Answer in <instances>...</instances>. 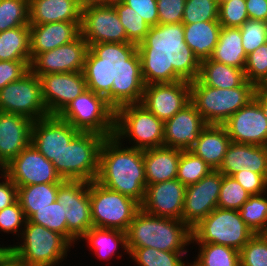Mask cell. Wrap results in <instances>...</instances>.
<instances>
[{"label":"cell","mask_w":267,"mask_h":266,"mask_svg":"<svg viewBox=\"0 0 267 266\" xmlns=\"http://www.w3.org/2000/svg\"><path fill=\"white\" fill-rule=\"evenodd\" d=\"M83 74L87 89L104 97L115 111L142 101L145 84L137 44H92L85 57Z\"/></svg>","instance_id":"6da1fadb"},{"label":"cell","mask_w":267,"mask_h":266,"mask_svg":"<svg viewBox=\"0 0 267 266\" xmlns=\"http://www.w3.org/2000/svg\"><path fill=\"white\" fill-rule=\"evenodd\" d=\"M137 51L145 85L191 82L199 76L200 62L185 42L183 23L150 27Z\"/></svg>","instance_id":"7a4b0ae2"},{"label":"cell","mask_w":267,"mask_h":266,"mask_svg":"<svg viewBox=\"0 0 267 266\" xmlns=\"http://www.w3.org/2000/svg\"><path fill=\"white\" fill-rule=\"evenodd\" d=\"M124 145L114 135L105 138L100 148L96 181L141 204L147 186L144 150Z\"/></svg>","instance_id":"3957f363"},{"label":"cell","mask_w":267,"mask_h":266,"mask_svg":"<svg viewBox=\"0 0 267 266\" xmlns=\"http://www.w3.org/2000/svg\"><path fill=\"white\" fill-rule=\"evenodd\" d=\"M126 240L127 247L189 252L192 229L182 220L153 216L140 209L126 231Z\"/></svg>","instance_id":"277c9868"},{"label":"cell","mask_w":267,"mask_h":266,"mask_svg":"<svg viewBox=\"0 0 267 266\" xmlns=\"http://www.w3.org/2000/svg\"><path fill=\"white\" fill-rule=\"evenodd\" d=\"M20 242L6 246L24 266H59L74 246L60 233L26 220Z\"/></svg>","instance_id":"5b68a950"},{"label":"cell","mask_w":267,"mask_h":266,"mask_svg":"<svg viewBox=\"0 0 267 266\" xmlns=\"http://www.w3.org/2000/svg\"><path fill=\"white\" fill-rule=\"evenodd\" d=\"M256 86L248 80L230 89L204 85L198 78L190 82V102L207 124L222 125L253 98Z\"/></svg>","instance_id":"8992f818"},{"label":"cell","mask_w":267,"mask_h":266,"mask_svg":"<svg viewBox=\"0 0 267 266\" xmlns=\"http://www.w3.org/2000/svg\"><path fill=\"white\" fill-rule=\"evenodd\" d=\"M114 136L136 149L163 147L164 122L141 103L126 104L115 111Z\"/></svg>","instance_id":"52a82bcc"},{"label":"cell","mask_w":267,"mask_h":266,"mask_svg":"<svg viewBox=\"0 0 267 266\" xmlns=\"http://www.w3.org/2000/svg\"><path fill=\"white\" fill-rule=\"evenodd\" d=\"M254 234L239 210L217 207L192 228L191 243L221 244L240 251Z\"/></svg>","instance_id":"ba28073f"},{"label":"cell","mask_w":267,"mask_h":266,"mask_svg":"<svg viewBox=\"0 0 267 266\" xmlns=\"http://www.w3.org/2000/svg\"><path fill=\"white\" fill-rule=\"evenodd\" d=\"M89 197L93 227L126 232L140 204L96 180L89 182Z\"/></svg>","instance_id":"9c48e42d"},{"label":"cell","mask_w":267,"mask_h":266,"mask_svg":"<svg viewBox=\"0 0 267 266\" xmlns=\"http://www.w3.org/2000/svg\"><path fill=\"white\" fill-rule=\"evenodd\" d=\"M58 116L81 132H94L105 137L113 136L115 132V110L104 97L88 89Z\"/></svg>","instance_id":"30bf717a"},{"label":"cell","mask_w":267,"mask_h":266,"mask_svg":"<svg viewBox=\"0 0 267 266\" xmlns=\"http://www.w3.org/2000/svg\"><path fill=\"white\" fill-rule=\"evenodd\" d=\"M105 136L94 132H79L61 153V178L66 181L96 180L99 153Z\"/></svg>","instance_id":"8fae6325"},{"label":"cell","mask_w":267,"mask_h":266,"mask_svg":"<svg viewBox=\"0 0 267 266\" xmlns=\"http://www.w3.org/2000/svg\"><path fill=\"white\" fill-rule=\"evenodd\" d=\"M0 111L22 115L32 121L50 116L42 99L39 77L29 70L0 89Z\"/></svg>","instance_id":"7c38bea8"},{"label":"cell","mask_w":267,"mask_h":266,"mask_svg":"<svg viewBox=\"0 0 267 266\" xmlns=\"http://www.w3.org/2000/svg\"><path fill=\"white\" fill-rule=\"evenodd\" d=\"M57 201L62 205L66 217L67 240L75 246L74 244L80 242L86 232L93 227L89 182L65 180L58 187Z\"/></svg>","instance_id":"4fadbf2b"},{"label":"cell","mask_w":267,"mask_h":266,"mask_svg":"<svg viewBox=\"0 0 267 266\" xmlns=\"http://www.w3.org/2000/svg\"><path fill=\"white\" fill-rule=\"evenodd\" d=\"M80 131L58 115L33 121L31 144L55 167L61 177V153Z\"/></svg>","instance_id":"5bb4252c"},{"label":"cell","mask_w":267,"mask_h":266,"mask_svg":"<svg viewBox=\"0 0 267 266\" xmlns=\"http://www.w3.org/2000/svg\"><path fill=\"white\" fill-rule=\"evenodd\" d=\"M80 35L89 47L98 43L127 42V34L113 4L83 8Z\"/></svg>","instance_id":"9a60e30c"},{"label":"cell","mask_w":267,"mask_h":266,"mask_svg":"<svg viewBox=\"0 0 267 266\" xmlns=\"http://www.w3.org/2000/svg\"><path fill=\"white\" fill-rule=\"evenodd\" d=\"M4 173L17 187L65 181L58 175L53 163L31 143L5 166Z\"/></svg>","instance_id":"2e32d148"},{"label":"cell","mask_w":267,"mask_h":266,"mask_svg":"<svg viewBox=\"0 0 267 266\" xmlns=\"http://www.w3.org/2000/svg\"><path fill=\"white\" fill-rule=\"evenodd\" d=\"M222 174L212 170L197 183L186 186L181 220L191 229L218 207Z\"/></svg>","instance_id":"e0dca14e"},{"label":"cell","mask_w":267,"mask_h":266,"mask_svg":"<svg viewBox=\"0 0 267 266\" xmlns=\"http://www.w3.org/2000/svg\"><path fill=\"white\" fill-rule=\"evenodd\" d=\"M88 49V43L79 35L70 43L37 54L31 60L30 70L38 77L52 73L81 72Z\"/></svg>","instance_id":"ac0fdd59"},{"label":"cell","mask_w":267,"mask_h":266,"mask_svg":"<svg viewBox=\"0 0 267 266\" xmlns=\"http://www.w3.org/2000/svg\"><path fill=\"white\" fill-rule=\"evenodd\" d=\"M189 103L190 82L186 80L145 85L141 101V104L163 122Z\"/></svg>","instance_id":"d6986e66"},{"label":"cell","mask_w":267,"mask_h":266,"mask_svg":"<svg viewBox=\"0 0 267 266\" xmlns=\"http://www.w3.org/2000/svg\"><path fill=\"white\" fill-rule=\"evenodd\" d=\"M42 99L49 115H59L77 96L87 90L83 71L44 74Z\"/></svg>","instance_id":"ffe728a7"},{"label":"cell","mask_w":267,"mask_h":266,"mask_svg":"<svg viewBox=\"0 0 267 266\" xmlns=\"http://www.w3.org/2000/svg\"><path fill=\"white\" fill-rule=\"evenodd\" d=\"M222 125L231 142L267 146V118L254 98Z\"/></svg>","instance_id":"44dd1931"},{"label":"cell","mask_w":267,"mask_h":266,"mask_svg":"<svg viewBox=\"0 0 267 266\" xmlns=\"http://www.w3.org/2000/svg\"><path fill=\"white\" fill-rule=\"evenodd\" d=\"M185 190L177 178L147 185L140 209L153 216L181 220Z\"/></svg>","instance_id":"7402d4cb"},{"label":"cell","mask_w":267,"mask_h":266,"mask_svg":"<svg viewBox=\"0 0 267 266\" xmlns=\"http://www.w3.org/2000/svg\"><path fill=\"white\" fill-rule=\"evenodd\" d=\"M208 124L190 102L172 118L164 122V146L190 150Z\"/></svg>","instance_id":"603a6c76"},{"label":"cell","mask_w":267,"mask_h":266,"mask_svg":"<svg viewBox=\"0 0 267 266\" xmlns=\"http://www.w3.org/2000/svg\"><path fill=\"white\" fill-rule=\"evenodd\" d=\"M33 121L0 111V163L5 167L31 143Z\"/></svg>","instance_id":"cb8c5ba5"},{"label":"cell","mask_w":267,"mask_h":266,"mask_svg":"<svg viewBox=\"0 0 267 266\" xmlns=\"http://www.w3.org/2000/svg\"><path fill=\"white\" fill-rule=\"evenodd\" d=\"M244 170L267 178V146L230 143L218 171L223 175L232 176Z\"/></svg>","instance_id":"d4e9b609"},{"label":"cell","mask_w":267,"mask_h":266,"mask_svg":"<svg viewBox=\"0 0 267 266\" xmlns=\"http://www.w3.org/2000/svg\"><path fill=\"white\" fill-rule=\"evenodd\" d=\"M81 22H53L29 25L31 60L40 53L72 42L80 35Z\"/></svg>","instance_id":"484cf974"},{"label":"cell","mask_w":267,"mask_h":266,"mask_svg":"<svg viewBox=\"0 0 267 266\" xmlns=\"http://www.w3.org/2000/svg\"><path fill=\"white\" fill-rule=\"evenodd\" d=\"M82 8L76 0H29L30 25L81 22Z\"/></svg>","instance_id":"4316f807"},{"label":"cell","mask_w":267,"mask_h":266,"mask_svg":"<svg viewBox=\"0 0 267 266\" xmlns=\"http://www.w3.org/2000/svg\"><path fill=\"white\" fill-rule=\"evenodd\" d=\"M231 143L223 125L208 124L190 149L205 161L212 170H218Z\"/></svg>","instance_id":"83f0119b"},{"label":"cell","mask_w":267,"mask_h":266,"mask_svg":"<svg viewBox=\"0 0 267 266\" xmlns=\"http://www.w3.org/2000/svg\"><path fill=\"white\" fill-rule=\"evenodd\" d=\"M181 152L165 146L144 150L147 185L176 179Z\"/></svg>","instance_id":"f1b7e54d"},{"label":"cell","mask_w":267,"mask_h":266,"mask_svg":"<svg viewBox=\"0 0 267 266\" xmlns=\"http://www.w3.org/2000/svg\"><path fill=\"white\" fill-rule=\"evenodd\" d=\"M184 39L199 62L209 59L216 47L221 31L219 20L183 24Z\"/></svg>","instance_id":"f546056e"},{"label":"cell","mask_w":267,"mask_h":266,"mask_svg":"<svg viewBox=\"0 0 267 266\" xmlns=\"http://www.w3.org/2000/svg\"><path fill=\"white\" fill-rule=\"evenodd\" d=\"M81 240L87 242V247L91 249L90 251L94 250V256H97L99 260L110 261L114 255L116 256V250L119 248L124 249V253L129 254L126 232L121 230L92 227Z\"/></svg>","instance_id":"4dcf8cb0"},{"label":"cell","mask_w":267,"mask_h":266,"mask_svg":"<svg viewBox=\"0 0 267 266\" xmlns=\"http://www.w3.org/2000/svg\"><path fill=\"white\" fill-rule=\"evenodd\" d=\"M198 79L204 85L221 89L236 88L247 81L244 70L210 58L200 62Z\"/></svg>","instance_id":"1f68e13d"},{"label":"cell","mask_w":267,"mask_h":266,"mask_svg":"<svg viewBox=\"0 0 267 266\" xmlns=\"http://www.w3.org/2000/svg\"><path fill=\"white\" fill-rule=\"evenodd\" d=\"M210 59L244 70L247 55L242 46L240 28L221 27L218 43Z\"/></svg>","instance_id":"d6a6232c"},{"label":"cell","mask_w":267,"mask_h":266,"mask_svg":"<svg viewBox=\"0 0 267 266\" xmlns=\"http://www.w3.org/2000/svg\"><path fill=\"white\" fill-rule=\"evenodd\" d=\"M62 183L32 184L18 187V201L28 220L36 209H44L57 200L58 187Z\"/></svg>","instance_id":"836d02e7"},{"label":"cell","mask_w":267,"mask_h":266,"mask_svg":"<svg viewBox=\"0 0 267 266\" xmlns=\"http://www.w3.org/2000/svg\"><path fill=\"white\" fill-rule=\"evenodd\" d=\"M29 41V26L0 32V61L31 60Z\"/></svg>","instance_id":"e575fe53"},{"label":"cell","mask_w":267,"mask_h":266,"mask_svg":"<svg viewBox=\"0 0 267 266\" xmlns=\"http://www.w3.org/2000/svg\"><path fill=\"white\" fill-rule=\"evenodd\" d=\"M198 253L190 266H240L239 251L213 243H194Z\"/></svg>","instance_id":"d590c367"},{"label":"cell","mask_w":267,"mask_h":266,"mask_svg":"<svg viewBox=\"0 0 267 266\" xmlns=\"http://www.w3.org/2000/svg\"><path fill=\"white\" fill-rule=\"evenodd\" d=\"M127 248L129 258L135 261L136 266H190L189 261L184 259L186 255L188 257V252H168L151 247Z\"/></svg>","instance_id":"8d00e7d4"},{"label":"cell","mask_w":267,"mask_h":266,"mask_svg":"<svg viewBox=\"0 0 267 266\" xmlns=\"http://www.w3.org/2000/svg\"><path fill=\"white\" fill-rule=\"evenodd\" d=\"M112 4L118 13L120 22L124 26L127 34V43H134L137 45L141 43L145 39L151 26L148 25L133 8H130L122 0H115Z\"/></svg>","instance_id":"74e56055"},{"label":"cell","mask_w":267,"mask_h":266,"mask_svg":"<svg viewBox=\"0 0 267 266\" xmlns=\"http://www.w3.org/2000/svg\"><path fill=\"white\" fill-rule=\"evenodd\" d=\"M241 218L256 233H267V192L251 195L239 209Z\"/></svg>","instance_id":"f35d334b"},{"label":"cell","mask_w":267,"mask_h":266,"mask_svg":"<svg viewBox=\"0 0 267 266\" xmlns=\"http://www.w3.org/2000/svg\"><path fill=\"white\" fill-rule=\"evenodd\" d=\"M29 25V0H0V32Z\"/></svg>","instance_id":"ab89813d"},{"label":"cell","mask_w":267,"mask_h":266,"mask_svg":"<svg viewBox=\"0 0 267 266\" xmlns=\"http://www.w3.org/2000/svg\"><path fill=\"white\" fill-rule=\"evenodd\" d=\"M212 169L190 150H182L179 159L177 179L185 186L197 183Z\"/></svg>","instance_id":"60d3db41"},{"label":"cell","mask_w":267,"mask_h":266,"mask_svg":"<svg viewBox=\"0 0 267 266\" xmlns=\"http://www.w3.org/2000/svg\"><path fill=\"white\" fill-rule=\"evenodd\" d=\"M28 221L58 232L67 239L66 217L62 205L57 200L44 209H36Z\"/></svg>","instance_id":"b9f144b4"},{"label":"cell","mask_w":267,"mask_h":266,"mask_svg":"<svg viewBox=\"0 0 267 266\" xmlns=\"http://www.w3.org/2000/svg\"><path fill=\"white\" fill-rule=\"evenodd\" d=\"M219 19V0H186L182 23Z\"/></svg>","instance_id":"7bdbcfd3"},{"label":"cell","mask_w":267,"mask_h":266,"mask_svg":"<svg viewBox=\"0 0 267 266\" xmlns=\"http://www.w3.org/2000/svg\"><path fill=\"white\" fill-rule=\"evenodd\" d=\"M250 196L234 178L222 174L218 207L239 210Z\"/></svg>","instance_id":"ee69618b"},{"label":"cell","mask_w":267,"mask_h":266,"mask_svg":"<svg viewBox=\"0 0 267 266\" xmlns=\"http://www.w3.org/2000/svg\"><path fill=\"white\" fill-rule=\"evenodd\" d=\"M240 266H267V233H256L239 251Z\"/></svg>","instance_id":"f6af8a7d"},{"label":"cell","mask_w":267,"mask_h":266,"mask_svg":"<svg viewBox=\"0 0 267 266\" xmlns=\"http://www.w3.org/2000/svg\"><path fill=\"white\" fill-rule=\"evenodd\" d=\"M244 72L255 86L267 85V43L247 55Z\"/></svg>","instance_id":"bcb514c9"},{"label":"cell","mask_w":267,"mask_h":266,"mask_svg":"<svg viewBox=\"0 0 267 266\" xmlns=\"http://www.w3.org/2000/svg\"><path fill=\"white\" fill-rule=\"evenodd\" d=\"M218 20L221 27L239 28L249 20L245 0H220Z\"/></svg>","instance_id":"7dc6e473"},{"label":"cell","mask_w":267,"mask_h":266,"mask_svg":"<svg viewBox=\"0 0 267 266\" xmlns=\"http://www.w3.org/2000/svg\"><path fill=\"white\" fill-rule=\"evenodd\" d=\"M242 46L246 55L267 43V24L261 20H247L240 27Z\"/></svg>","instance_id":"c3c4849f"},{"label":"cell","mask_w":267,"mask_h":266,"mask_svg":"<svg viewBox=\"0 0 267 266\" xmlns=\"http://www.w3.org/2000/svg\"><path fill=\"white\" fill-rule=\"evenodd\" d=\"M25 223L26 217L18 200L0 210V233H11L19 238Z\"/></svg>","instance_id":"681fc988"},{"label":"cell","mask_w":267,"mask_h":266,"mask_svg":"<svg viewBox=\"0 0 267 266\" xmlns=\"http://www.w3.org/2000/svg\"><path fill=\"white\" fill-rule=\"evenodd\" d=\"M186 0H157L158 24L182 23Z\"/></svg>","instance_id":"f907efd6"},{"label":"cell","mask_w":267,"mask_h":266,"mask_svg":"<svg viewBox=\"0 0 267 266\" xmlns=\"http://www.w3.org/2000/svg\"><path fill=\"white\" fill-rule=\"evenodd\" d=\"M30 63L31 60L0 61V89L25 75Z\"/></svg>","instance_id":"816d5d0a"},{"label":"cell","mask_w":267,"mask_h":266,"mask_svg":"<svg viewBox=\"0 0 267 266\" xmlns=\"http://www.w3.org/2000/svg\"><path fill=\"white\" fill-rule=\"evenodd\" d=\"M250 195H259L267 192V178L264 175L251 171H239L231 176Z\"/></svg>","instance_id":"f5cc1de1"},{"label":"cell","mask_w":267,"mask_h":266,"mask_svg":"<svg viewBox=\"0 0 267 266\" xmlns=\"http://www.w3.org/2000/svg\"><path fill=\"white\" fill-rule=\"evenodd\" d=\"M151 27L158 25L157 0H122Z\"/></svg>","instance_id":"db71d44e"},{"label":"cell","mask_w":267,"mask_h":266,"mask_svg":"<svg viewBox=\"0 0 267 266\" xmlns=\"http://www.w3.org/2000/svg\"><path fill=\"white\" fill-rule=\"evenodd\" d=\"M0 210L15 203L18 199V187L4 173H0Z\"/></svg>","instance_id":"11a10c76"},{"label":"cell","mask_w":267,"mask_h":266,"mask_svg":"<svg viewBox=\"0 0 267 266\" xmlns=\"http://www.w3.org/2000/svg\"><path fill=\"white\" fill-rule=\"evenodd\" d=\"M250 20L267 21V0H245Z\"/></svg>","instance_id":"9f6ffc18"},{"label":"cell","mask_w":267,"mask_h":266,"mask_svg":"<svg viewBox=\"0 0 267 266\" xmlns=\"http://www.w3.org/2000/svg\"><path fill=\"white\" fill-rule=\"evenodd\" d=\"M254 99L259 103L267 118V86H256Z\"/></svg>","instance_id":"6f0895ef"},{"label":"cell","mask_w":267,"mask_h":266,"mask_svg":"<svg viewBox=\"0 0 267 266\" xmlns=\"http://www.w3.org/2000/svg\"><path fill=\"white\" fill-rule=\"evenodd\" d=\"M0 266H24L9 250L0 256Z\"/></svg>","instance_id":"680465c9"},{"label":"cell","mask_w":267,"mask_h":266,"mask_svg":"<svg viewBox=\"0 0 267 266\" xmlns=\"http://www.w3.org/2000/svg\"><path fill=\"white\" fill-rule=\"evenodd\" d=\"M76 1L78 5L83 9L88 6L112 4L115 0H76Z\"/></svg>","instance_id":"91938a15"},{"label":"cell","mask_w":267,"mask_h":266,"mask_svg":"<svg viewBox=\"0 0 267 266\" xmlns=\"http://www.w3.org/2000/svg\"><path fill=\"white\" fill-rule=\"evenodd\" d=\"M7 249H6V246L4 245H2L1 246V244H0V256L6 251Z\"/></svg>","instance_id":"94428289"},{"label":"cell","mask_w":267,"mask_h":266,"mask_svg":"<svg viewBox=\"0 0 267 266\" xmlns=\"http://www.w3.org/2000/svg\"><path fill=\"white\" fill-rule=\"evenodd\" d=\"M4 168H5V167L0 163V171H1V172H4Z\"/></svg>","instance_id":"6125c7cd"}]
</instances>
